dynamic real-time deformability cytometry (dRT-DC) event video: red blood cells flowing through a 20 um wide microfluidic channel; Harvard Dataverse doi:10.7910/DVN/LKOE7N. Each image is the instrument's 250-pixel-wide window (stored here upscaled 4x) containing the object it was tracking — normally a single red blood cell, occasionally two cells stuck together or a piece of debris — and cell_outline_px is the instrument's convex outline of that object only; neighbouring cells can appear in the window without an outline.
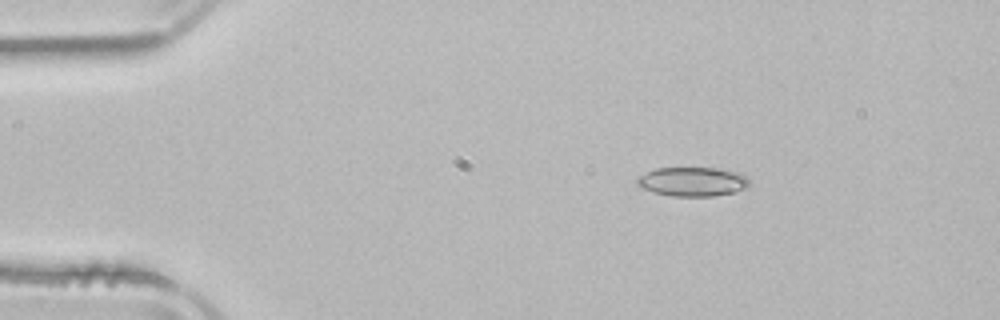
{"species": "common noctule bat (a hibernating species)", "species_latin": "Nyctalus noctula", "temperature_condition": "room temperature", "stored_images_in_passage": 4, "camera_frame_rate_fps": 3000, "um_per_image_px": 0.085, "animal": {"sex": "male", "body_mass_g": 21.5, "forearm_length_mm": 52.0}, "frame": {"image": 1, "passage_image": 2, "time_ms": 1.333, "image_size_px": [1000, 320], "cell_outline_px": [[752, 180], [748, 188], [736, 192], [716, 196], [672, 196], [652, 192], [640, 188], [636, 184], [636, 180], [640, 176], [656, 168], [716, 168], [740, 172], [748, 176]], "centroid_in_image_um": [58.94, 15.45], "position_along_channel_um": 26.1, "area_um2": 19.48}}
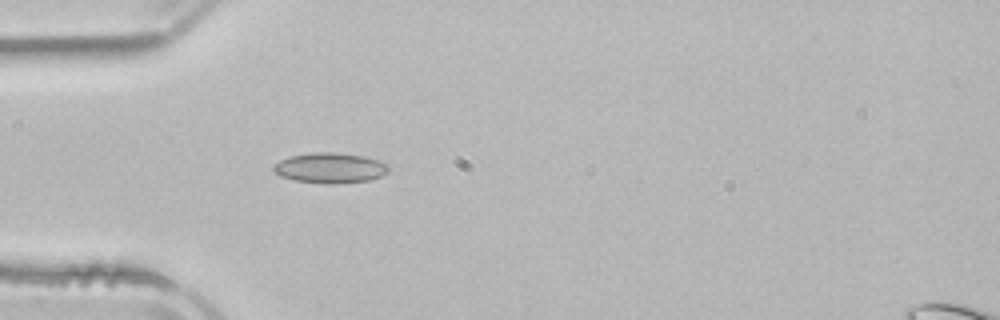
{"frame": {"image": 2, "passage_image": 4, "time_ms": 3.667, "image_size_px": [1000, 320], "cell_outline_px": [[388, 172], [380, 176], [368, 180], [336, 184], [328, 184], [296, 180], [280, 176], [272, 168], [272, 164], [288, 156], [312, 152], [336, 152], [364, 156], [380, 160], [388, 164]], "centroid_in_image_um": [28.05, 14.26], "position_along_channel_um": 57.0, "area_um2": 20.46}}